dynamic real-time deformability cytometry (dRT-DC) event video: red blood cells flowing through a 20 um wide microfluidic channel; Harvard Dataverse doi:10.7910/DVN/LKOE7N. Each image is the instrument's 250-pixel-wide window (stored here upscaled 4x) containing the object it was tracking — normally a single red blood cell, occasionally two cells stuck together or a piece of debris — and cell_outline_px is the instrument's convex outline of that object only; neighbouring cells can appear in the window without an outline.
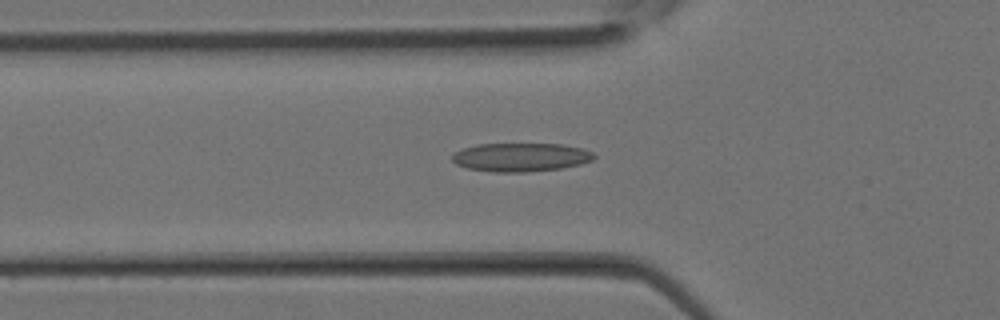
{"species": "Egyptian fruit bat (a non-hibernating species)", "species_latin": "Rousettus aegyptiacus", "temperature_condition": "room temperature", "stored_images_in_passage": 22, "camera_frame_rate_fps": 3000, "um_per_image_px": 0.085, "animal": {"sex": "female"}, "frame": {"image": 1, "passage_image": 3, "time_ms": 0.667, "image_size_px": [1000, 320], "cell_outline_px": [[596, 156], [592, 160], [580, 164], [560, 168], [524, 172], [492, 172], [468, 168], [456, 164], [452, 160], [452, 156], [460, 148], [476, 144], [560, 144], [584, 148], [592, 152]], "centroid_in_image_um": [44.25, 13.35], "position_along_channel_um": 81.6, "area_um2": 23.64}}
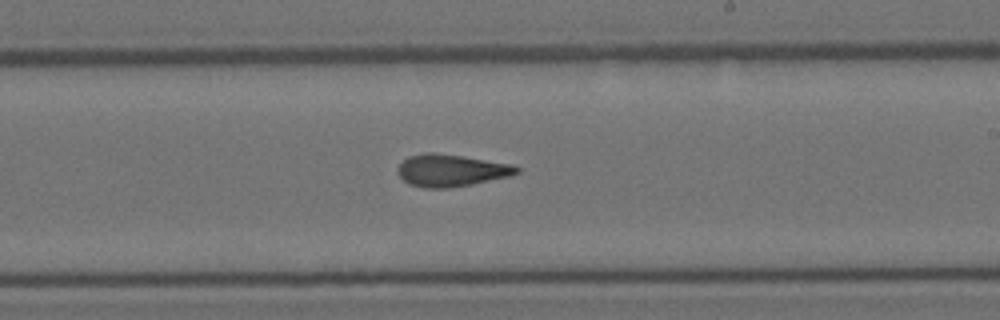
{"frame": {"image": 2, "passage_image": 11, "time_ms": 3.333, "image_size_px": [1000, 320], "cell_outline_px": [[520, 172], [512, 176], [472, 184], [448, 188], [424, 188], [408, 184], [396, 172], [396, 168], [408, 156], [428, 152], [432, 152], [460, 156], [512, 164], [520, 168]], "centroid_in_image_um": [38.34, 14.49], "position_along_channel_um": 250.7, "area_um2": 22.31}}
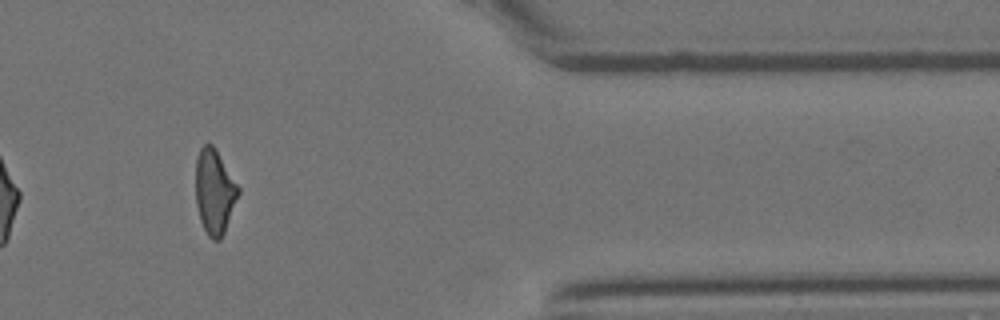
{"frame": {"image": 3, "passage_image": 19, "time_ms": 6.0, "image_size_px": [1000, 320], "cell_outline_px": [[240, 192], [224, 232], [220, 240], [212, 240], [208, 236], [200, 220], [196, 204], [196, 156], [200, 148], [204, 144], [212, 144], [216, 148], [240, 188]], "centroid_in_image_um": [18.23, 16.27], "position_along_channel_um": 393.2, "area_um2": 21.1}}